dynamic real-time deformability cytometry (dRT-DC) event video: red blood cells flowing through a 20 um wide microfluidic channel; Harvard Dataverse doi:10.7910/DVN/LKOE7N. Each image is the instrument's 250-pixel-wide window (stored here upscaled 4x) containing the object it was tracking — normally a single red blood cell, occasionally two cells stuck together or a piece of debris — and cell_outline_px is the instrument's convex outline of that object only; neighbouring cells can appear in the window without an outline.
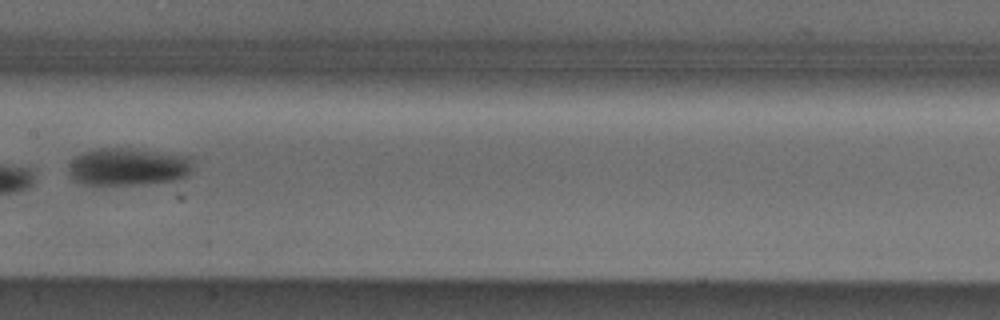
{"species": "Egyptian fruit bat (a non-hibernating species)", "species_latin": "Rousettus aegyptiacus", "temperature_condition": "cold", "stored_images_in_passage": 8, "camera_frame_rate_fps": 3000, "um_per_image_px": 0.085, "animal": {"sex": "male"}, "frame": {"image": 1, "passage_image": 8, "time_ms": 2.333, "image_size_px": [1000, 320], "cell_outline_px": [[192, 160], [188, 172], [184, 176], [172, 180], [132, 184], [88, 184], [72, 180], [68, 176], [68, 164], [76, 156], [84, 152], [100, 148], [128, 148], [188, 156]], "centroid_in_image_um": [10.79, 14.16], "position_along_channel_um": 196.6, "area_um2": 26.65}}